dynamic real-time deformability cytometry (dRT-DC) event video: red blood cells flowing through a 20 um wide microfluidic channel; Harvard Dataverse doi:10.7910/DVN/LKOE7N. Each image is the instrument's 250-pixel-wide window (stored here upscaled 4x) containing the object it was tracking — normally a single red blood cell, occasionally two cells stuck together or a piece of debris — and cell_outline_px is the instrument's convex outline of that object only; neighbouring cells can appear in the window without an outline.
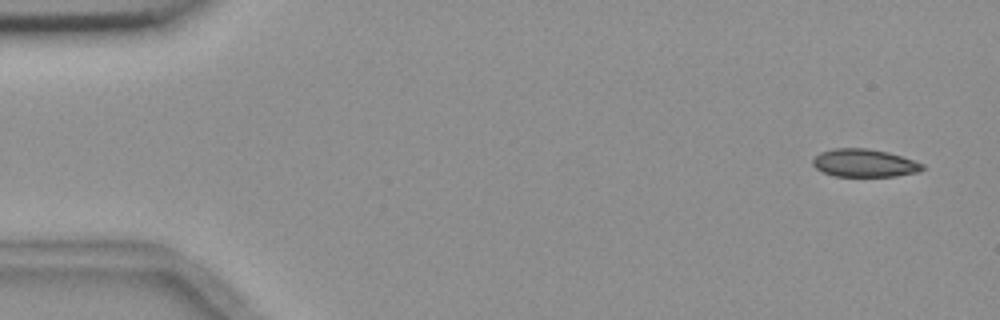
{"species": "common noctule bat (a hibernating species)", "species_latin": "Nyctalus noctula", "temperature_condition": "room temperature", "stored_images_in_passage": 5, "camera_frame_rate_fps": 3000, "um_per_image_px": 0.085, "animal": {"sex": "female", "body_mass_g": 18.4}, "frame": {"image": 1, "passage_image": 1, "time_ms": 0.0, "image_size_px": [1000, 320], "cell_outline_px": [[924, 168], [920, 172], [896, 176], [836, 176], [824, 172], [816, 168], [812, 164], [812, 160], [820, 152], [836, 148], [868, 148], [888, 152], [924, 164]], "centroid_in_image_um": [73.48, 13.86], "position_along_channel_um": 11.5, "area_um2": 17.74}}
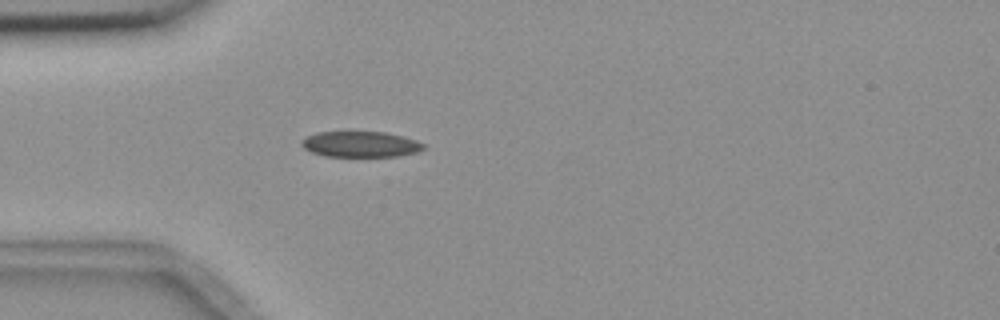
{"frame": {"image": 2, "passage_image": 5, "time_ms": 4.333, "image_size_px": [1000, 320], "cell_outline_px": [[424, 148], [416, 152], [396, 156], [324, 156], [312, 152], [304, 148], [300, 144], [300, 140], [316, 132], [384, 132], [416, 140], [424, 144]], "centroid_in_image_um": [30.59, 12.26], "position_along_channel_um": 54.4, "area_um2": 18.09}}